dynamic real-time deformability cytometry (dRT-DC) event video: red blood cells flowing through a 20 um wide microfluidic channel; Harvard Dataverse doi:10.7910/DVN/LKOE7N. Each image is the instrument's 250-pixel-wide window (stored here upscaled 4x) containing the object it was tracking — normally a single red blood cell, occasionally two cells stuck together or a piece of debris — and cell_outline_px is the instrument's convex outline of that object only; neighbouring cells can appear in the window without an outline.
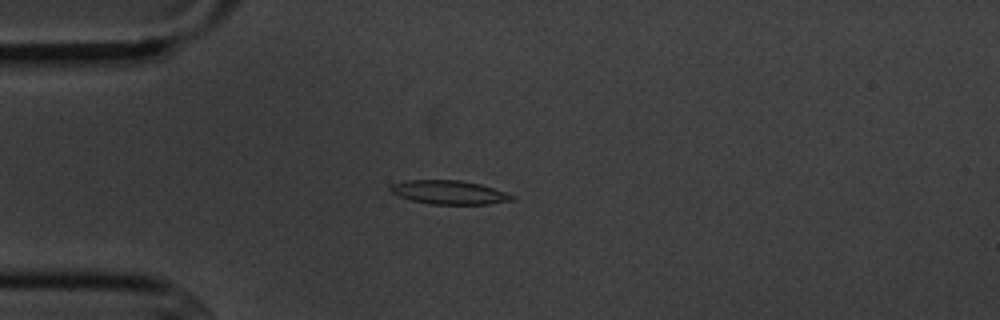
{"species": "common noctule bat (a hibernating species)", "species_latin": "Nyctalus noctula", "temperature_condition": "cold", "stored_images_in_passage": 7, "camera_frame_rate_fps": 3000, "um_per_image_px": 0.085, "animal": {"sex": "male", "body_mass_g": 20.1, "forearm_length_mm": 53.5}, "frame": {"image": 1, "passage_image": 2, "time_ms": 1.333, "image_size_px": [1000, 320], "cell_outline_px": [[516, 200], [488, 204], [428, 204], [412, 200], [400, 196], [392, 192], [388, 188], [392, 184], [404, 180], [460, 180], [480, 184], [516, 196]], "centroid_in_image_um": [38.18, 16.35], "position_along_channel_um": 46.8, "area_um2": 16.82}}
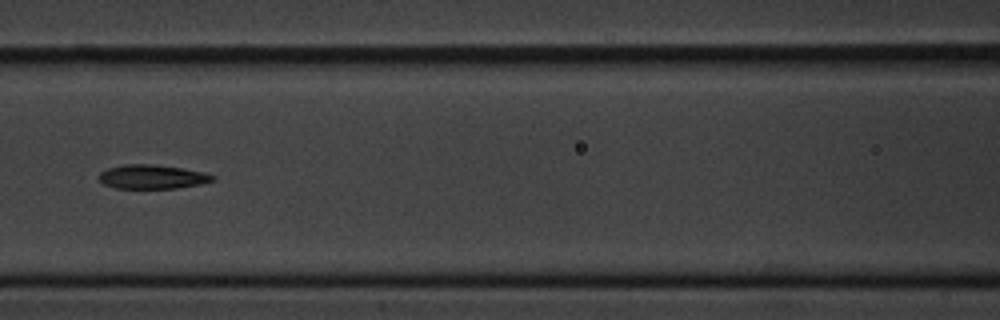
{"frame": {"image": 2, "passage_image": 5, "time_ms": 4.667, "image_size_px": [1000, 320], "cell_outline_px": [[216, 180], [200, 184], [176, 188], [116, 188], [104, 184], [100, 180], [100, 172], [108, 168], [124, 164], [152, 164], [180, 168], [200, 172], [216, 176]], "centroid_in_image_um": [12.93, 15.03], "position_along_channel_um": 153.7, "area_um2": 15.72}}
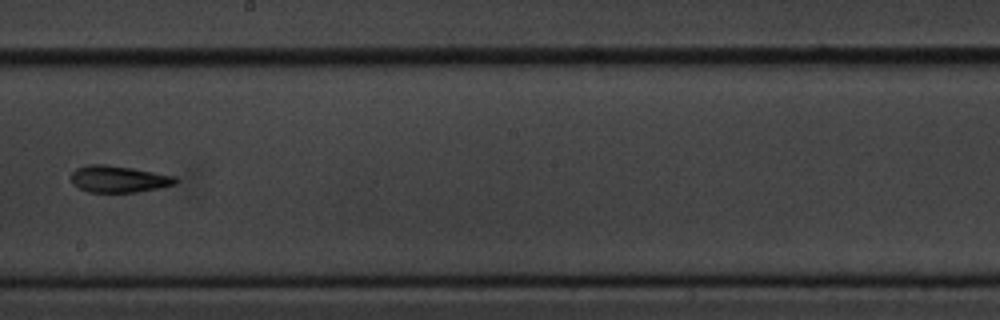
{"frame": {"image": 3, "passage_image": 7, "time_ms": 7.0, "image_size_px": [1000, 320], "cell_outline_px": [[180, 180], [176, 184], [160, 188], [136, 192], [88, 192], [72, 184], [72, 172], [76, 168], [88, 164], [104, 164], [132, 168], [176, 176]], "centroid_in_image_um": [10.11, 15.22], "position_along_channel_um": 238.1, "area_um2": 16.36}}